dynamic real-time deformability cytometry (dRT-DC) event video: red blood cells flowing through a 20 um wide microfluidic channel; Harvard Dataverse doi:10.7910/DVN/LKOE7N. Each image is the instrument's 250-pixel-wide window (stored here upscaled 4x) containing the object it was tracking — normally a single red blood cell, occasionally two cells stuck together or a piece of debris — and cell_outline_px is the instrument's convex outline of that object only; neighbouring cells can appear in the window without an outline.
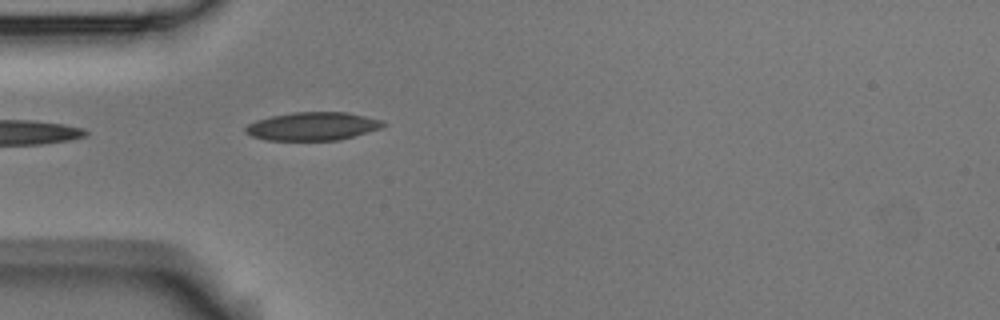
{"species": "Egyptian fruit bat (a non-hibernating species)", "species_latin": "Rousettus aegyptiacus", "temperature_condition": "room temperature", "stored_images_in_passage": 1, "camera_frame_rate_fps": 3000, "um_per_image_px": 0.085, "animal": {"sex": "male"}, "frame": {"image": 1, "passage_image": 1, "time_ms": 0.0, "image_size_px": [1000, 320], "cell_outline_px": [[388, 124], [380, 128], [340, 140], [264, 140], [252, 136], [244, 132], [244, 128], [248, 124], [256, 120], [272, 116], [292, 112], [348, 112], [384, 120]], "centroid_in_image_um": [26.58, 10.73], "position_along_channel_um": 58.4, "area_um2": 22.77}}